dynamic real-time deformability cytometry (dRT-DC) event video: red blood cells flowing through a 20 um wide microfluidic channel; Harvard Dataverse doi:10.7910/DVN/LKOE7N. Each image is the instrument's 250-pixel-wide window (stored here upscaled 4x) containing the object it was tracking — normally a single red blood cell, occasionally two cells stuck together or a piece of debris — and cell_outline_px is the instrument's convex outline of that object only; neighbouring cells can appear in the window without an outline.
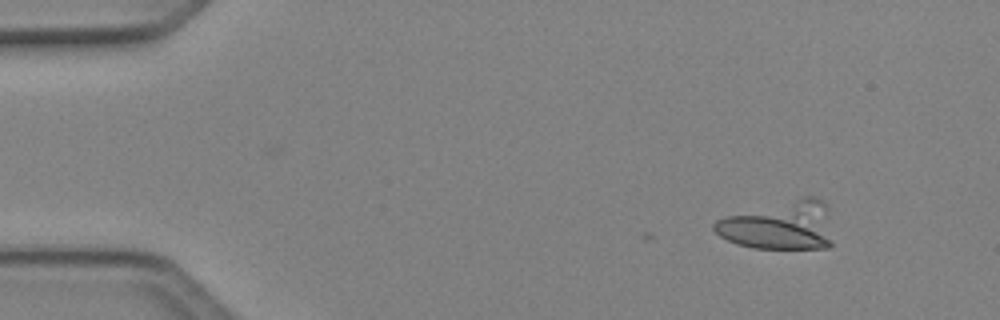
{"species": "Egyptian fruit bat (a non-hibernating species)", "species_latin": "Rousettus aegyptiacus", "temperature_condition": "cold", "stored_images_in_passage": 11, "camera_frame_rate_fps": 3000, "um_per_image_px": 0.085, "animal": {"sex": "female"}, "frame": {"image": 1, "passage_image": 1, "time_ms": 0.0, "image_size_px": [1000, 320], "cell_outline_px": [[832, 244], [828, 248], [752, 248], [736, 244], [720, 236], [712, 228], [712, 224], [716, 220], [728, 216], [800, 196], [816, 196], [824, 200], [828, 208], [832, 240]], "centroid_in_image_um": [66.31, 19.15], "position_along_channel_um": 18.7, "area_um2": 33.93}}
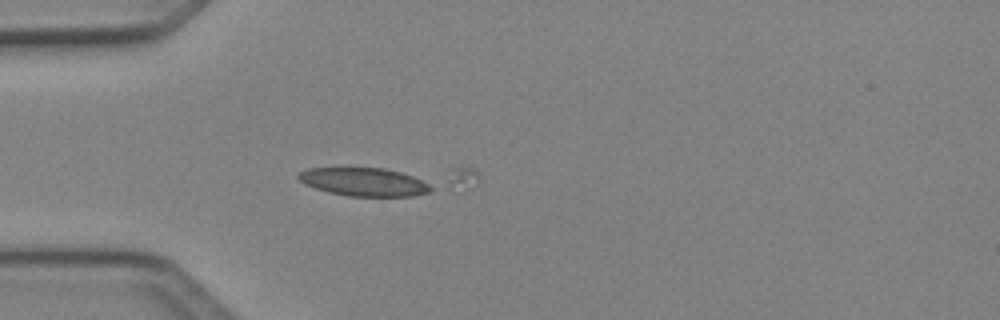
{"frame": {"image": 2, "passage_image": 10, "time_ms": 3.0, "image_size_px": [1000, 320], "cell_outline_px": [[480, 176], [472, 188], [456, 192], [412, 196], [348, 196], [328, 192], [316, 188], [300, 180], [296, 176], [300, 172], [308, 168], [476, 168], [480, 172]], "centroid_in_image_um": [33.17, 15.37], "position_along_channel_um": 51.8, "area_um2": 32.02}}